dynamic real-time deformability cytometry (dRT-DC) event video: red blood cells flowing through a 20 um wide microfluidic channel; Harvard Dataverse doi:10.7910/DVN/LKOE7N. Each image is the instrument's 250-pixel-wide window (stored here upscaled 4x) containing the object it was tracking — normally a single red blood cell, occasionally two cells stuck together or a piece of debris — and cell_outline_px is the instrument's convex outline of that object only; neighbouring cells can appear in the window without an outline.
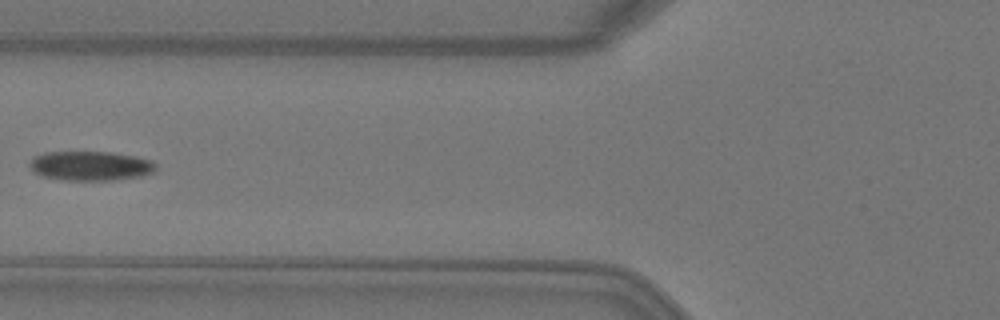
{"species": "Egyptian fruit bat (a non-hibernating species)", "species_latin": "Rousettus aegyptiacus", "temperature_condition": "warm", "stored_images_in_passage": 6, "camera_frame_rate_fps": 3000, "um_per_image_px": 0.085, "animal": {"sex": "female"}, "frame": {"image": 1, "passage_image": 5, "time_ms": 1.333, "image_size_px": [1000, 320], "cell_outline_px": [[156, 168], [152, 172], [140, 176], [112, 180], [64, 180], [40, 176], [28, 164], [36, 156], [44, 152], [108, 152], [136, 156], [152, 160], [156, 164]], "centroid_in_image_um": [7.7, 14.09], "position_along_channel_um": 118.1, "area_um2": 21.5}}